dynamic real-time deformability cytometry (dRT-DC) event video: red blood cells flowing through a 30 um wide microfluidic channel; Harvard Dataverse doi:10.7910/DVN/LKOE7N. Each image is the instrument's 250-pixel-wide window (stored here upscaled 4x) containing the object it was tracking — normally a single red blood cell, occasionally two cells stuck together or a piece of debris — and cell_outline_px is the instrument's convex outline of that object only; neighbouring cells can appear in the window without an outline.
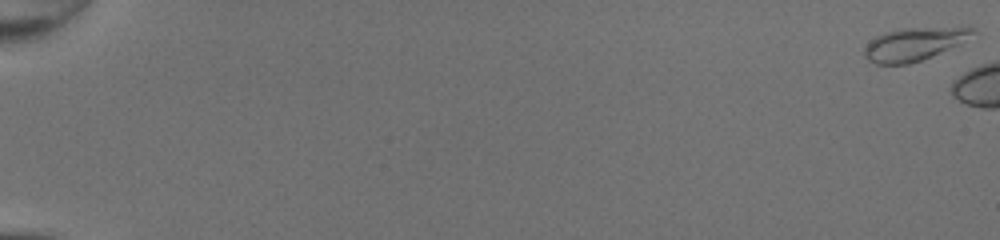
{"species": "common noctule bat (a hibernating species)", "species_latin": "Nyctalus noctula", "temperature_condition": "room temperature", "stored_images_in_passage": 6, "camera_frame_rate_fps": 3000, "um_per_image_px": 0.085, "animal": {"sex": "female", "body_mass_g": 20.0, "forearm_length_mm": 54.0}, "frame": {"image": 1, "passage_image": 1, "time_ms": 0.0, "image_size_px": [1000, 240], "cell_outline_px": [[980, 32], [960, 44], [932, 56], [908, 64], [876, 64], [868, 60], [864, 56], [864, 48], [876, 36], [884, 32], [900, 28], [968, 24], [976, 28]], "centroid_in_image_um": [77.86, 3.67], "position_along_channel_um": 7.1, "area_um2": 21.85}}